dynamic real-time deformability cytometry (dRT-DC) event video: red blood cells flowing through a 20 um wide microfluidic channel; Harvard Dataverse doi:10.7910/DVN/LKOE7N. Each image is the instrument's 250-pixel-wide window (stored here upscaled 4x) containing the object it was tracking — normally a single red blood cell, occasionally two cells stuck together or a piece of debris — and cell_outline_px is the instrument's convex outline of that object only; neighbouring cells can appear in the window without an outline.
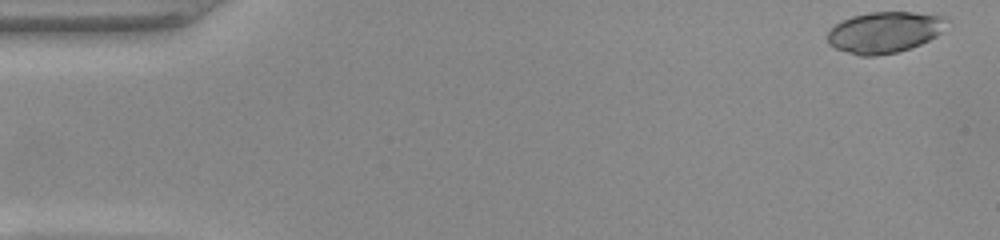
{"species": "common noctule bat (a hibernating species)", "species_latin": "Nyctalus noctula", "temperature_condition": "warm", "stored_images_in_passage": 51, "camera_frame_rate_fps": 3000, "um_per_image_px": 0.085, "animal": {"sex": "female", "body_mass_g": 22.0, "forearm_length_mm": 56.7}, "frame": {"image": 1, "passage_image": 1, "time_ms": 0.0, "image_size_px": [1000, 240], "cell_outline_px": [[948, 16], [940, 32], [936, 36], [920, 44], [896, 52], [876, 56], [860, 56], [836, 48], [828, 44], [828, 32], [836, 24], [852, 16], [868, 12], [912, 12]], "centroid_in_image_um": [75.17, 2.73], "position_along_channel_um": 9.8, "area_um2": 28.26}}